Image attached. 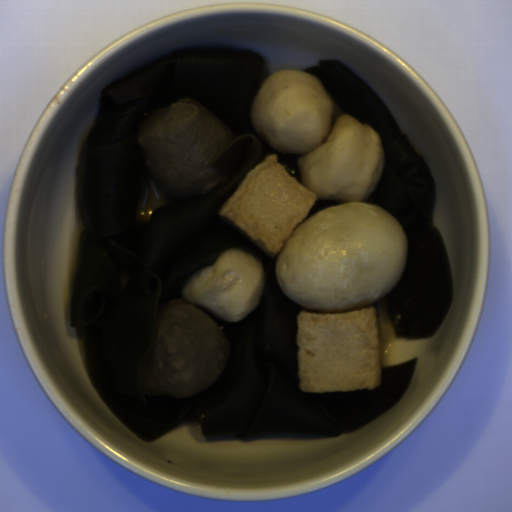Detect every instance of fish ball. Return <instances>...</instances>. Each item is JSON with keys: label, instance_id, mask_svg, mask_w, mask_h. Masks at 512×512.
Segmentation results:
<instances>
[{"label": "fish ball", "instance_id": "obj_1", "mask_svg": "<svg viewBox=\"0 0 512 512\" xmlns=\"http://www.w3.org/2000/svg\"><path fill=\"white\" fill-rule=\"evenodd\" d=\"M250 116L271 148L300 155L301 182L271 154L244 175L217 214L270 258L316 201L364 202L376 191L386 159L380 136L350 114L335 119L332 98L317 77L288 68L269 75Z\"/></svg>", "mask_w": 512, "mask_h": 512}, {"label": "fish ball", "instance_id": "obj_2", "mask_svg": "<svg viewBox=\"0 0 512 512\" xmlns=\"http://www.w3.org/2000/svg\"><path fill=\"white\" fill-rule=\"evenodd\" d=\"M298 387L305 393L373 391L382 386L379 315L373 302L296 317Z\"/></svg>", "mask_w": 512, "mask_h": 512}, {"label": "fish ball", "instance_id": "obj_3", "mask_svg": "<svg viewBox=\"0 0 512 512\" xmlns=\"http://www.w3.org/2000/svg\"><path fill=\"white\" fill-rule=\"evenodd\" d=\"M265 282L259 257L233 247L187 278L180 292L217 322L239 323L261 305Z\"/></svg>", "mask_w": 512, "mask_h": 512}]
</instances>
